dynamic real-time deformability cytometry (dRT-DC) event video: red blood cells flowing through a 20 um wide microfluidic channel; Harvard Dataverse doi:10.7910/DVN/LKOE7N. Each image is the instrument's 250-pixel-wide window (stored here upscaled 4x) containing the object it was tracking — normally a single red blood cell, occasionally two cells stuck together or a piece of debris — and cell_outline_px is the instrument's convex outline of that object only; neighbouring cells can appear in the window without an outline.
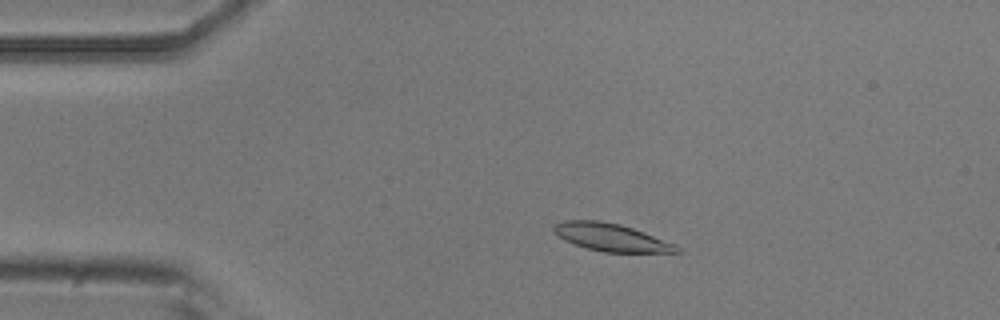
{"species": "common noctule bat (a hibernating species)", "species_latin": "Nyctalus noctula", "temperature_condition": "room temperature", "stored_images_in_passage": 5, "camera_frame_rate_fps": 3000, "um_per_image_px": 0.085, "animal": {"sex": "male", "body_mass_g": 20.5, "forearm_length_mm": 52.5}, "frame": {"image": 1, "passage_image": 3, "time_ms": 0.667, "image_size_px": [1000, 320], "cell_outline_px": [[680, 252], [604, 252], [588, 248], [564, 240], [556, 236], [552, 232], [552, 224], [564, 220], [600, 220], [620, 224], [644, 232], [676, 244], [680, 248]], "centroid_in_image_um": [51.89, 20.16], "position_along_channel_um": 33.1, "area_um2": 19.88}}